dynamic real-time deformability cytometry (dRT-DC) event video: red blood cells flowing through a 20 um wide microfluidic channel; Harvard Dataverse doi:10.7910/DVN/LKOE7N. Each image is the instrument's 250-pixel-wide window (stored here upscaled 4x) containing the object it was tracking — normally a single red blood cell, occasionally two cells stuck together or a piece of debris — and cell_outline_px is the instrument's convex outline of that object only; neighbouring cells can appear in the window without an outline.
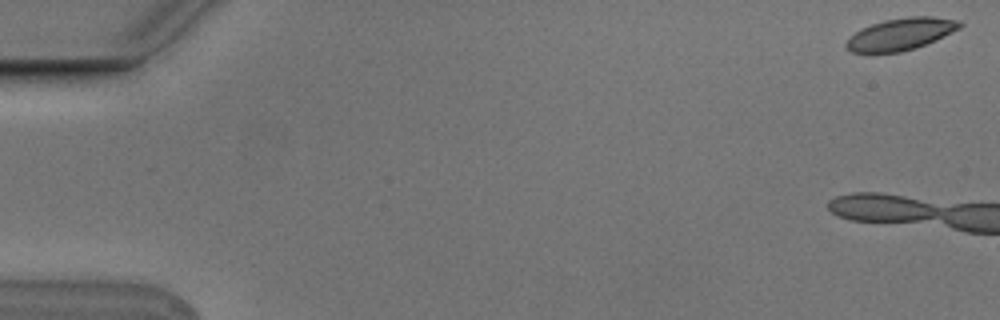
{"species": "Egyptian fruit bat (a non-hibernating species)", "species_latin": "Rousettus aegyptiacus", "temperature_condition": "cold", "stored_images_in_passage": 6, "camera_frame_rate_fps": 3000, "um_per_image_px": 0.085, "animal": {"sex": "male"}, "frame": {"image": 1, "passage_image": 1, "time_ms": 0.0, "image_size_px": [1000, 320], "cell_outline_px": [[964, 24], [960, 28], [936, 40], [916, 48], [900, 52], [852, 52], [844, 48], [844, 44], [856, 32], [872, 24], [884, 20], [912, 16], [932, 16], [960, 20]], "centroid_in_image_um": [76.61, 2.89], "position_along_channel_um": 8.4, "area_um2": 21.04}}